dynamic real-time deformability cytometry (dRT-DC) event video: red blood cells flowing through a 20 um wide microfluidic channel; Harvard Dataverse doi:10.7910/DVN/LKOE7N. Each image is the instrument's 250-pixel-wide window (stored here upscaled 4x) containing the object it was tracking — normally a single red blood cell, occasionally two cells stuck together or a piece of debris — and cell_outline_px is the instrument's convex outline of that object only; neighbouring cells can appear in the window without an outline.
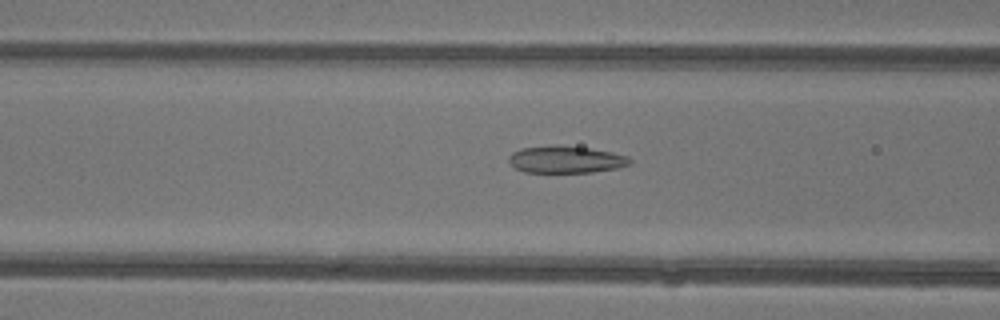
{"species": "common noctule bat (a hibernating species)", "species_latin": "Nyctalus noctula", "temperature_condition": "warm", "stored_images_in_passage": 29, "camera_frame_rate_fps": 3000, "um_per_image_px": 0.085, "animal": {"sex": "female"}, "frame": {"image": 1, "passage_image": 7, "time_ms": 2.0, "image_size_px": [1000, 320], "cell_outline_px": [[632, 160], [628, 164], [620, 168], [592, 172], [524, 172], [516, 168], [508, 160], [508, 156], [512, 152], [520, 148], [552, 144], [560, 144], [588, 148], [612, 152], [628, 156]], "centroid_in_image_um": [48.08, 13.54], "position_along_channel_um": 118.5, "area_um2": 19.36}}
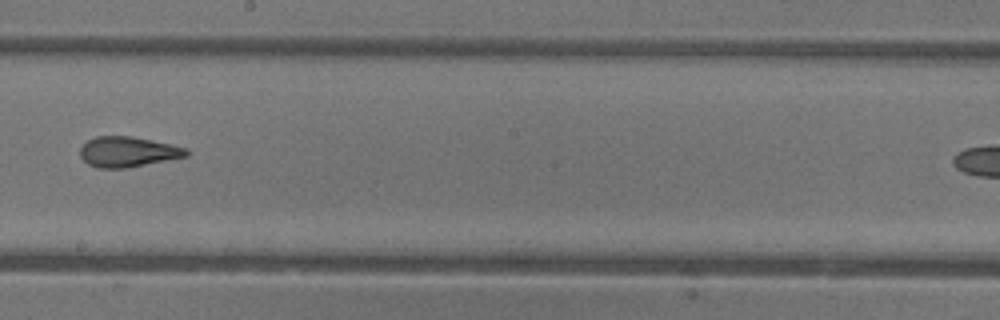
{"frame": {"image": 2, "passage_image": 15, "time_ms": 4.667, "image_size_px": [1000, 320], "cell_outline_px": [[188, 156], [124, 168], [96, 168], [88, 164], [80, 156], [80, 148], [88, 140], [96, 136], [132, 136], [152, 140], [188, 148]], "centroid_in_image_um": [10.85, 12.9], "position_along_channel_um": 237.3, "area_um2": 18.67}}
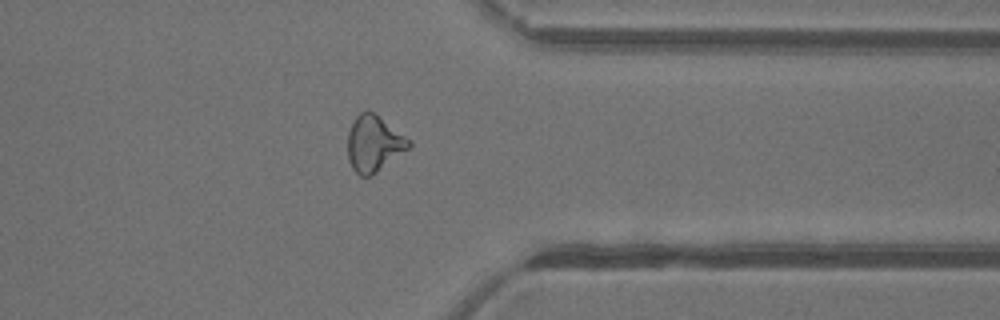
{"frame": {"image": 3, "passage_image": 25, "time_ms": 8.0, "image_size_px": [1000, 320], "cell_outline_px": [[412, 144], [408, 148], [376, 172], [368, 176], [360, 176], [352, 168], [348, 160], [348, 132], [356, 116], [360, 112], [372, 112], [412, 140]], "centroid_in_image_um": [31.77, 12.21], "position_along_channel_um": 379.6, "area_um2": 19.54}, "authors_computed_cell_mechanics": {"area_um2": 19.2474, "velocity_mm_per_s": 4.4482, "shape_relaxation_time_tau1_ms": null, "shape_relaxation_time_tau2_ms": 1.411, "deformation_change_tau1": null, "deformation_change_tau2": 0.0802}}